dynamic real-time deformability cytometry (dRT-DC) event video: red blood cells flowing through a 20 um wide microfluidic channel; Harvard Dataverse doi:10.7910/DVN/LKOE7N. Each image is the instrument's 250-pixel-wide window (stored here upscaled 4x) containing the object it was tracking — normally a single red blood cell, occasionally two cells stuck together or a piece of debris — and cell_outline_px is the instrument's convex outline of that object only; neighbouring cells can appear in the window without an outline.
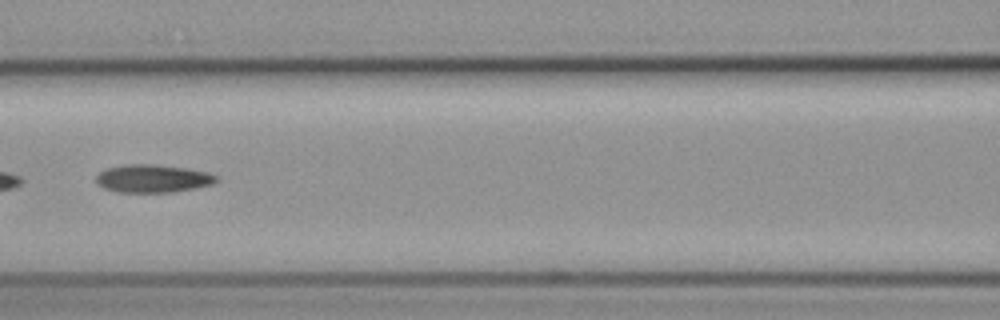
{"species": "common noctule bat (a hibernating species)", "species_latin": "Nyctalus noctula", "temperature_condition": "cold", "stored_images_in_passage": 15, "camera_frame_rate_fps": 3000, "um_per_image_px": 0.085, "animal": {"sex": "female", "body_mass_g": 19.3, "forearm_length_mm": 54.1}, "frame": {"image": 1, "passage_image": 7, "time_ms": 8.333, "image_size_px": [1000, 320], "cell_outline_px": [[220, 180], [212, 184], [196, 188], [176, 192], [120, 192], [104, 188], [96, 184], [96, 176], [104, 168], [124, 164], [156, 164], [188, 168], [208, 172], [216, 176]], "centroid_in_image_um": [12.99, 15.17], "position_along_channel_um": 153.6, "area_um2": 19.88}}